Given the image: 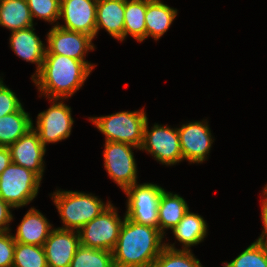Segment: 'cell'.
I'll use <instances>...</instances> for the list:
<instances>
[{
    "label": "cell",
    "instance_id": "6da1fadb",
    "mask_svg": "<svg viewBox=\"0 0 267 267\" xmlns=\"http://www.w3.org/2000/svg\"><path fill=\"white\" fill-rule=\"evenodd\" d=\"M96 67L59 54H45L41 70L32 78L40 95L49 99L70 98Z\"/></svg>",
    "mask_w": 267,
    "mask_h": 267
},
{
    "label": "cell",
    "instance_id": "7a4b0ae2",
    "mask_svg": "<svg viewBox=\"0 0 267 267\" xmlns=\"http://www.w3.org/2000/svg\"><path fill=\"white\" fill-rule=\"evenodd\" d=\"M163 238L159 229L125 217L112 250L115 267H151L165 247Z\"/></svg>",
    "mask_w": 267,
    "mask_h": 267
},
{
    "label": "cell",
    "instance_id": "3957f363",
    "mask_svg": "<svg viewBox=\"0 0 267 267\" xmlns=\"http://www.w3.org/2000/svg\"><path fill=\"white\" fill-rule=\"evenodd\" d=\"M50 196L63 224L62 227L58 228L76 231H79L111 204L110 201L104 203L92 193L79 191H60L59 189L51 193Z\"/></svg>",
    "mask_w": 267,
    "mask_h": 267
},
{
    "label": "cell",
    "instance_id": "277c9868",
    "mask_svg": "<svg viewBox=\"0 0 267 267\" xmlns=\"http://www.w3.org/2000/svg\"><path fill=\"white\" fill-rule=\"evenodd\" d=\"M147 119L144 108L137 111H121L107 116L89 117L94 126L105 136V142H122L138 148L143 144Z\"/></svg>",
    "mask_w": 267,
    "mask_h": 267
},
{
    "label": "cell",
    "instance_id": "5b68a950",
    "mask_svg": "<svg viewBox=\"0 0 267 267\" xmlns=\"http://www.w3.org/2000/svg\"><path fill=\"white\" fill-rule=\"evenodd\" d=\"M41 181L35 172L11 162L0 175V197L14 209L27 206L38 195Z\"/></svg>",
    "mask_w": 267,
    "mask_h": 267
},
{
    "label": "cell",
    "instance_id": "8992f818",
    "mask_svg": "<svg viewBox=\"0 0 267 267\" xmlns=\"http://www.w3.org/2000/svg\"><path fill=\"white\" fill-rule=\"evenodd\" d=\"M118 208L111 203L97 217L85 224L79 231L80 245L94 249L112 251L118 241L124 218L118 215Z\"/></svg>",
    "mask_w": 267,
    "mask_h": 267
},
{
    "label": "cell",
    "instance_id": "52a82bcc",
    "mask_svg": "<svg viewBox=\"0 0 267 267\" xmlns=\"http://www.w3.org/2000/svg\"><path fill=\"white\" fill-rule=\"evenodd\" d=\"M164 188L153 183H135L123 192L127 196L125 216L131 221L158 229V204Z\"/></svg>",
    "mask_w": 267,
    "mask_h": 267
},
{
    "label": "cell",
    "instance_id": "ba28073f",
    "mask_svg": "<svg viewBox=\"0 0 267 267\" xmlns=\"http://www.w3.org/2000/svg\"><path fill=\"white\" fill-rule=\"evenodd\" d=\"M140 150L150 153L159 163L166 166L183 161L178 129L155 123L149 130L148 119L144 126Z\"/></svg>",
    "mask_w": 267,
    "mask_h": 267
},
{
    "label": "cell",
    "instance_id": "9c48e42d",
    "mask_svg": "<svg viewBox=\"0 0 267 267\" xmlns=\"http://www.w3.org/2000/svg\"><path fill=\"white\" fill-rule=\"evenodd\" d=\"M130 144L109 141L104 143V168L108 176L124 191L137 182V163Z\"/></svg>",
    "mask_w": 267,
    "mask_h": 267
},
{
    "label": "cell",
    "instance_id": "30bf717a",
    "mask_svg": "<svg viewBox=\"0 0 267 267\" xmlns=\"http://www.w3.org/2000/svg\"><path fill=\"white\" fill-rule=\"evenodd\" d=\"M51 106L38 113L36 126L33 129L38 133L40 141L46 147L47 144L58 143L69 138L74 124L71 107L63 102V99H49ZM59 101V102H58Z\"/></svg>",
    "mask_w": 267,
    "mask_h": 267
},
{
    "label": "cell",
    "instance_id": "8fae6325",
    "mask_svg": "<svg viewBox=\"0 0 267 267\" xmlns=\"http://www.w3.org/2000/svg\"><path fill=\"white\" fill-rule=\"evenodd\" d=\"M207 119L182 124L177 128L183 160L203 163L207 160L214 142Z\"/></svg>",
    "mask_w": 267,
    "mask_h": 267
},
{
    "label": "cell",
    "instance_id": "7c38bea8",
    "mask_svg": "<svg viewBox=\"0 0 267 267\" xmlns=\"http://www.w3.org/2000/svg\"><path fill=\"white\" fill-rule=\"evenodd\" d=\"M93 37L53 26L46 35V54H59L82 62L89 51L95 50Z\"/></svg>",
    "mask_w": 267,
    "mask_h": 267
},
{
    "label": "cell",
    "instance_id": "4fadbf2b",
    "mask_svg": "<svg viewBox=\"0 0 267 267\" xmlns=\"http://www.w3.org/2000/svg\"><path fill=\"white\" fill-rule=\"evenodd\" d=\"M98 0H60V17L64 25L57 26L96 37V17Z\"/></svg>",
    "mask_w": 267,
    "mask_h": 267
},
{
    "label": "cell",
    "instance_id": "5bb4252c",
    "mask_svg": "<svg viewBox=\"0 0 267 267\" xmlns=\"http://www.w3.org/2000/svg\"><path fill=\"white\" fill-rule=\"evenodd\" d=\"M79 246L78 231L53 227L43 245L48 267H70Z\"/></svg>",
    "mask_w": 267,
    "mask_h": 267
},
{
    "label": "cell",
    "instance_id": "9a60e30c",
    "mask_svg": "<svg viewBox=\"0 0 267 267\" xmlns=\"http://www.w3.org/2000/svg\"><path fill=\"white\" fill-rule=\"evenodd\" d=\"M13 163L35 172L41 179L45 170L46 147L32 128L9 147Z\"/></svg>",
    "mask_w": 267,
    "mask_h": 267
},
{
    "label": "cell",
    "instance_id": "2e32d148",
    "mask_svg": "<svg viewBox=\"0 0 267 267\" xmlns=\"http://www.w3.org/2000/svg\"><path fill=\"white\" fill-rule=\"evenodd\" d=\"M33 27L12 31L9 39L10 47L16 56L36 64V72L31 78L41 70L47 47L34 32Z\"/></svg>",
    "mask_w": 267,
    "mask_h": 267
},
{
    "label": "cell",
    "instance_id": "e0dca14e",
    "mask_svg": "<svg viewBox=\"0 0 267 267\" xmlns=\"http://www.w3.org/2000/svg\"><path fill=\"white\" fill-rule=\"evenodd\" d=\"M52 229L49 220L39 210L31 207L17 226L13 238L18 243L43 246Z\"/></svg>",
    "mask_w": 267,
    "mask_h": 267
},
{
    "label": "cell",
    "instance_id": "ac0fdd59",
    "mask_svg": "<svg viewBox=\"0 0 267 267\" xmlns=\"http://www.w3.org/2000/svg\"><path fill=\"white\" fill-rule=\"evenodd\" d=\"M125 0H98L96 35L105 29L118 41H124Z\"/></svg>",
    "mask_w": 267,
    "mask_h": 267
},
{
    "label": "cell",
    "instance_id": "d6986e66",
    "mask_svg": "<svg viewBox=\"0 0 267 267\" xmlns=\"http://www.w3.org/2000/svg\"><path fill=\"white\" fill-rule=\"evenodd\" d=\"M207 227V222L201 215L188 210L171 231L174 238L182 244V250H190L191 246L204 241L208 233Z\"/></svg>",
    "mask_w": 267,
    "mask_h": 267
},
{
    "label": "cell",
    "instance_id": "ffe728a7",
    "mask_svg": "<svg viewBox=\"0 0 267 267\" xmlns=\"http://www.w3.org/2000/svg\"><path fill=\"white\" fill-rule=\"evenodd\" d=\"M161 0H147L146 39L159 40L169 30L178 12Z\"/></svg>",
    "mask_w": 267,
    "mask_h": 267
},
{
    "label": "cell",
    "instance_id": "44dd1931",
    "mask_svg": "<svg viewBox=\"0 0 267 267\" xmlns=\"http://www.w3.org/2000/svg\"><path fill=\"white\" fill-rule=\"evenodd\" d=\"M188 210V204L183 197L164 189L158 204L159 231L165 236V230L173 229Z\"/></svg>",
    "mask_w": 267,
    "mask_h": 267
},
{
    "label": "cell",
    "instance_id": "7402d4cb",
    "mask_svg": "<svg viewBox=\"0 0 267 267\" xmlns=\"http://www.w3.org/2000/svg\"><path fill=\"white\" fill-rule=\"evenodd\" d=\"M33 127L30 113L23 106L16 112L0 117V147H9Z\"/></svg>",
    "mask_w": 267,
    "mask_h": 267
},
{
    "label": "cell",
    "instance_id": "603a6c76",
    "mask_svg": "<svg viewBox=\"0 0 267 267\" xmlns=\"http://www.w3.org/2000/svg\"><path fill=\"white\" fill-rule=\"evenodd\" d=\"M0 26L11 32L34 26L26 0H0Z\"/></svg>",
    "mask_w": 267,
    "mask_h": 267
},
{
    "label": "cell",
    "instance_id": "cb8c5ba5",
    "mask_svg": "<svg viewBox=\"0 0 267 267\" xmlns=\"http://www.w3.org/2000/svg\"><path fill=\"white\" fill-rule=\"evenodd\" d=\"M147 0H125L124 40L128 35L137 42L146 40Z\"/></svg>",
    "mask_w": 267,
    "mask_h": 267
},
{
    "label": "cell",
    "instance_id": "d4e9b609",
    "mask_svg": "<svg viewBox=\"0 0 267 267\" xmlns=\"http://www.w3.org/2000/svg\"><path fill=\"white\" fill-rule=\"evenodd\" d=\"M151 267H204L191 250L175 247V243H165V247Z\"/></svg>",
    "mask_w": 267,
    "mask_h": 267
},
{
    "label": "cell",
    "instance_id": "484cf974",
    "mask_svg": "<svg viewBox=\"0 0 267 267\" xmlns=\"http://www.w3.org/2000/svg\"><path fill=\"white\" fill-rule=\"evenodd\" d=\"M70 267H115L112 251L80 245Z\"/></svg>",
    "mask_w": 267,
    "mask_h": 267
},
{
    "label": "cell",
    "instance_id": "4316f807",
    "mask_svg": "<svg viewBox=\"0 0 267 267\" xmlns=\"http://www.w3.org/2000/svg\"><path fill=\"white\" fill-rule=\"evenodd\" d=\"M222 264L223 267H267V244L254 241L235 259Z\"/></svg>",
    "mask_w": 267,
    "mask_h": 267
},
{
    "label": "cell",
    "instance_id": "83f0119b",
    "mask_svg": "<svg viewBox=\"0 0 267 267\" xmlns=\"http://www.w3.org/2000/svg\"><path fill=\"white\" fill-rule=\"evenodd\" d=\"M12 267H48L44 247L16 242Z\"/></svg>",
    "mask_w": 267,
    "mask_h": 267
},
{
    "label": "cell",
    "instance_id": "f1b7e54d",
    "mask_svg": "<svg viewBox=\"0 0 267 267\" xmlns=\"http://www.w3.org/2000/svg\"><path fill=\"white\" fill-rule=\"evenodd\" d=\"M30 9L31 17L47 21L54 26L59 23L60 0H26ZM57 22L56 24H54Z\"/></svg>",
    "mask_w": 267,
    "mask_h": 267
},
{
    "label": "cell",
    "instance_id": "f546056e",
    "mask_svg": "<svg viewBox=\"0 0 267 267\" xmlns=\"http://www.w3.org/2000/svg\"><path fill=\"white\" fill-rule=\"evenodd\" d=\"M0 77V117L18 111L23 105L9 87Z\"/></svg>",
    "mask_w": 267,
    "mask_h": 267
},
{
    "label": "cell",
    "instance_id": "4dcf8cb0",
    "mask_svg": "<svg viewBox=\"0 0 267 267\" xmlns=\"http://www.w3.org/2000/svg\"><path fill=\"white\" fill-rule=\"evenodd\" d=\"M10 231L0 233V267H12L16 242Z\"/></svg>",
    "mask_w": 267,
    "mask_h": 267
},
{
    "label": "cell",
    "instance_id": "1f68e13d",
    "mask_svg": "<svg viewBox=\"0 0 267 267\" xmlns=\"http://www.w3.org/2000/svg\"><path fill=\"white\" fill-rule=\"evenodd\" d=\"M11 209L14 208L0 197V233L11 231L9 228V223L13 221Z\"/></svg>",
    "mask_w": 267,
    "mask_h": 267
},
{
    "label": "cell",
    "instance_id": "d6a6232c",
    "mask_svg": "<svg viewBox=\"0 0 267 267\" xmlns=\"http://www.w3.org/2000/svg\"><path fill=\"white\" fill-rule=\"evenodd\" d=\"M263 199L261 203V218L263 223V230L256 241L267 244V186L265 185L262 193Z\"/></svg>",
    "mask_w": 267,
    "mask_h": 267
},
{
    "label": "cell",
    "instance_id": "836d02e7",
    "mask_svg": "<svg viewBox=\"0 0 267 267\" xmlns=\"http://www.w3.org/2000/svg\"><path fill=\"white\" fill-rule=\"evenodd\" d=\"M12 162L11 154L8 147H0V175Z\"/></svg>",
    "mask_w": 267,
    "mask_h": 267
}]
</instances>
